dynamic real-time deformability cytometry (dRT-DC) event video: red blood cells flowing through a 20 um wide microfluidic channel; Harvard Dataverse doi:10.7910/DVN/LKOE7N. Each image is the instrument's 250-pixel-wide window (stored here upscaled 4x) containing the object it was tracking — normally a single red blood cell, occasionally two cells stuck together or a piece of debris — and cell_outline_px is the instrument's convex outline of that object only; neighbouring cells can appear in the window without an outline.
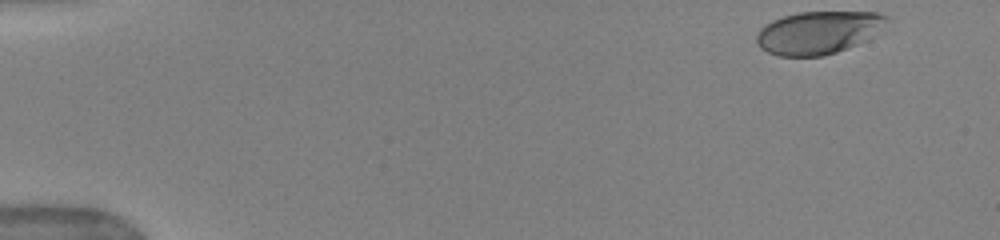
{"species": "human", "species_latin": "Homo sapiens", "temperature_condition": "warm", "stored_images_in_passage": 49, "camera_frame_rate_fps": 3000, "um_per_image_px": 0.085, "donor": {"sex": "female"}, "frame": {"image": 1, "passage_image": 1, "time_ms": 0.0, "image_size_px": [1000, 240], "cell_outline_px": [[888, 16], [864, 40], [856, 44], [836, 52], [824, 56], [780, 56], [768, 52], [760, 48], [756, 40], [756, 36], [760, 28], [764, 24], [772, 20], [784, 16], [800, 12], [880, 12]], "centroid_in_image_um": [69.43, 2.76], "position_along_channel_um": 15.6, "area_um2": 31.67}}
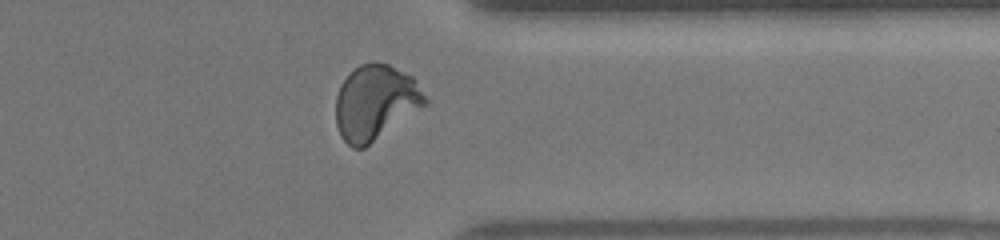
{"frame": {"image": 2, "passage_image": 39, "time_ms": 12.667, "image_size_px": [1000, 240], "cell_outline_px": [[428, 104], [364, 148], [352, 148], [340, 136], [336, 124], [336, 96], [340, 84], [360, 64], [372, 60], [388, 64], [412, 76], [428, 100]], "centroid_in_image_um": [31.9, 8.71], "position_along_channel_um": 379.5, "area_um2": 39.02}}
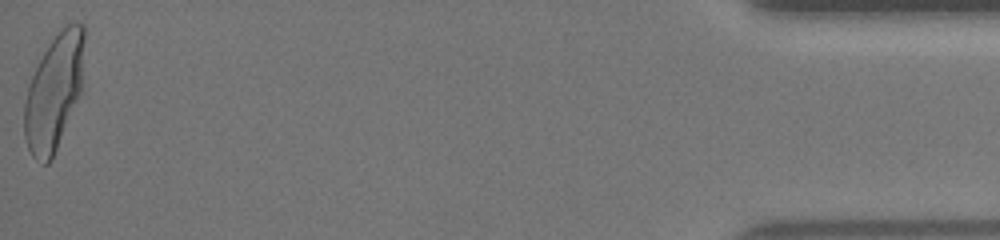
{"frame": {"image": 3, "passage_image": 49, "time_ms": 16.0, "image_size_px": [1000, 240], "cell_outline_px": [[84, 36], [80, 92], [52, 160], [48, 164], [44, 164], [36, 160], [32, 156], [28, 148], [24, 136], [24, 104], [28, 84], [44, 52], [60, 28], [68, 24], [84, 24]], "centroid_in_image_um": [4.56, 7.86], "position_along_channel_um": 430.6, "area_um2": 39.71}, "authors_computed_cell_mechanics": {"area_um2": 37.5122, "velocity_mm_per_s": 3.9583, "shape_relaxation_time_tau1_ms": 4.2992, "shape_relaxation_time_tau2_ms": null, "deformation_change_tau1": 0.218, "deformation_change_tau2": null}}